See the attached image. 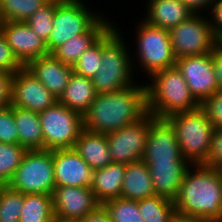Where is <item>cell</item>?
<instances>
[{"label": "cell", "instance_id": "cell-36", "mask_svg": "<svg viewBox=\"0 0 222 222\" xmlns=\"http://www.w3.org/2000/svg\"><path fill=\"white\" fill-rule=\"evenodd\" d=\"M200 107L206 113L215 129L222 127V89L205 99L200 104Z\"/></svg>", "mask_w": 222, "mask_h": 222}, {"label": "cell", "instance_id": "cell-16", "mask_svg": "<svg viewBox=\"0 0 222 222\" xmlns=\"http://www.w3.org/2000/svg\"><path fill=\"white\" fill-rule=\"evenodd\" d=\"M53 212L57 217L80 220L101 205L91 187H55L52 194Z\"/></svg>", "mask_w": 222, "mask_h": 222}, {"label": "cell", "instance_id": "cell-26", "mask_svg": "<svg viewBox=\"0 0 222 222\" xmlns=\"http://www.w3.org/2000/svg\"><path fill=\"white\" fill-rule=\"evenodd\" d=\"M19 144L26 150L44 149V138L38 113L13 106Z\"/></svg>", "mask_w": 222, "mask_h": 222}, {"label": "cell", "instance_id": "cell-37", "mask_svg": "<svg viewBox=\"0 0 222 222\" xmlns=\"http://www.w3.org/2000/svg\"><path fill=\"white\" fill-rule=\"evenodd\" d=\"M24 66L14 56L11 47L0 32V70L14 74Z\"/></svg>", "mask_w": 222, "mask_h": 222}, {"label": "cell", "instance_id": "cell-7", "mask_svg": "<svg viewBox=\"0 0 222 222\" xmlns=\"http://www.w3.org/2000/svg\"><path fill=\"white\" fill-rule=\"evenodd\" d=\"M45 150L71 149L83 129V116L59 101L38 113Z\"/></svg>", "mask_w": 222, "mask_h": 222}, {"label": "cell", "instance_id": "cell-17", "mask_svg": "<svg viewBox=\"0 0 222 222\" xmlns=\"http://www.w3.org/2000/svg\"><path fill=\"white\" fill-rule=\"evenodd\" d=\"M56 187H91L94 170L73 149L52 150Z\"/></svg>", "mask_w": 222, "mask_h": 222}, {"label": "cell", "instance_id": "cell-32", "mask_svg": "<svg viewBox=\"0 0 222 222\" xmlns=\"http://www.w3.org/2000/svg\"><path fill=\"white\" fill-rule=\"evenodd\" d=\"M24 194L9 185L0 187V222H20Z\"/></svg>", "mask_w": 222, "mask_h": 222}, {"label": "cell", "instance_id": "cell-24", "mask_svg": "<svg viewBox=\"0 0 222 222\" xmlns=\"http://www.w3.org/2000/svg\"><path fill=\"white\" fill-rule=\"evenodd\" d=\"M125 169V164L113 162L94 170L91 190L100 204L120 197Z\"/></svg>", "mask_w": 222, "mask_h": 222}, {"label": "cell", "instance_id": "cell-6", "mask_svg": "<svg viewBox=\"0 0 222 222\" xmlns=\"http://www.w3.org/2000/svg\"><path fill=\"white\" fill-rule=\"evenodd\" d=\"M8 185L23 194L52 195L56 187L52 150H27Z\"/></svg>", "mask_w": 222, "mask_h": 222}, {"label": "cell", "instance_id": "cell-1", "mask_svg": "<svg viewBox=\"0 0 222 222\" xmlns=\"http://www.w3.org/2000/svg\"><path fill=\"white\" fill-rule=\"evenodd\" d=\"M194 168L195 172L188 167L174 200L177 215L222 222V168L205 164Z\"/></svg>", "mask_w": 222, "mask_h": 222}, {"label": "cell", "instance_id": "cell-27", "mask_svg": "<svg viewBox=\"0 0 222 222\" xmlns=\"http://www.w3.org/2000/svg\"><path fill=\"white\" fill-rule=\"evenodd\" d=\"M53 216L52 195L24 194L20 222H51Z\"/></svg>", "mask_w": 222, "mask_h": 222}, {"label": "cell", "instance_id": "cell-39", "mask_svg": "<svg viewBox=\"0 0 222 222\" xmlns=\"http://www.w3.org/2000/svg\"><path fill=\"white\" fill-rule=\"evenodd\" d=\"M13 74L0 70V109L11 106Z\"/></svg>", "mask_w": 222, "mask_h": 222}, {"label": "cell", "instance_id": "cell-9", "mask_svg": "<svg viewBox=\"0 0 222 222\" xmlns=\"http://www.w3.org/2000/svg\"><path fill=\"white\" fill-rule=\"evenodd\" d=\"M101 18V15L88 11L81 0H62L54 11L53 30L46 42L48 53L69 39L88 32Z\"/></svg>", "mask_w": 222, "mask_h": 222}, {"label": "cell", "instance_id": "cell-35", "mask_svg": "<svg viewBox=\"0 0 222 222\" xmlns=\"http://www.w3.org/2000/svg\"><path fill=\"white\" fill-rule=\"evenodd\" d=\"M0 142L19 144L18 131L13 116V106L0 109Z\"/></svg>", "mask_w": 222, "mask_h": 222}, {"label": "cell", "instance_id": "cell-38", "mask_svg": "<svg viewBox=\"0 0 222 222\" xmlns=\"http://www.w3.org/2000/svg\"><path fill=\"white\" fill-rule=\"evenodd\" d=\"M205 165L222 168V127L214 130L211 151Z\"/></svg>", "mask_w": 222, "mask_h": 222}, {"label": "cell", "instance_id": "cell-42", "mask_svg": "<svg viewBox=\"0 0 222 222\" xmlns=\"http://www.w3.org/2000/svg\"><path fill=\"white\" fill-rule=\"evenodd\" d=\"M213 68L219 89H222V44L213 51Z\"/></svg>", "mask_w": 222, "mask_h": 222}, {"label": "cell", "instance_id": "cell-13", "mask_svg": "<svg viewBox=\"0 0 222 222\" xmlns=\"http://www.w3.org/2000/svg\"><path fill=\"white\" fill-rule=\"evenodd\" d=\"M142 160L146 164L189 163L183 158L175 130L166 119L156 118L150 124Z\"/></svg>", "mask_w": 222, "mask_h": 222}, {"label": "cell", "instance_id": "cell-5", "mask_svg": "<svg viewBox=\"0 0 222 222\" xmlns=\"http://www.w3.org/2000/svg\"><path fill=\"white\" fill-rule=\"evenodd\" d=\"M175 130L182 156L194 164H205L212 146L214 125L201 107L166 118Z\"/></svg>", "mask_w": 222, "mask_h": 222}, {"label": "cell", "instance_id": "cell-8", "mask_svg": "<svg viewBox=\"0 0 222 222\" xmlns=\"http://www.w3.org/2000/svg\"><path fill=\"white\" fill-rule=\"evenodd\" d=\"M200 15L193 14L188 20L169 30L177 59L213 52L221 44L215 37L211 20Z\"/></svg>", "mask_w": 222, "mask_h": 222}, {"label": "cell", "instance_id": "cell-45", "mask_svg": "<svg viewBox=\"0 0 222 222\" xmlns=\"http://www.w3.org/2000/svg\"><path fill=\"white\" fill-rule=\"evenodd\" d=\"M51 222H80V221L77 219H64L54 215Z\"/></svg>", "mask_w": 222, "mask_h": 222}, {"label": "cell", "instance_id": "cell-30", "mask_svg": "<svg viewBox=\"0 0 222 222\" xmlns=\"http://www.w3.org/2000/svg\"><path fill=\"white\" fill-rule=\"evenodd\" d=\"M26 151L20 144L0 142V184H9Z\"/></svg>", "mask_w": 222, "mask_h": 222}, {"label": "cell", "instance_id": "cell-34", "mask_svg": "<svg viewBox=\"0 0 222 222\" xmlns=\"http://www.w3.org/2000/svg\"><path fill=\"white\" fill-rule=\"evenodd\" d=\"M102 36L82 53L78 61L73 65V72L80 76L92 78L98 68L101 67Z\"/></svg>", "mask_w": 222, "mask_h": 222}, {"label": "cell", "instance_id": "cell-33", "mask_svg": "<svg viewBox=\"0 0 222 222\" xmlns=\"http://www.w3.org/2000/svg\"><path fill=\"white\" fill-rule=\"evenodd\" d=\"M62 0H49L44 6L34 12L25 22L45 42L53 30V17L57 5Z\"/></svg>", "mask_w": 222, "mask_h": 222}, {"label": "cell", "instance_id": "cell-10", "mask_svg": "<svg viewBox=\"0 0 222 222\" xmlns=\"http://www.w3.org/2000/svg\"><path fill=\"white\" fill-rule=\"evenodd\" d=\"M137 51L139 62L148 76L156 71L176 66V56L170 41L169 30L147 24H138Z\"/></svg>", "mask_w": 222, "mask_h": 222}, {"label": "cell", "instance_id": "cell-20", "mask_svg": "<svg viewBox=\"0 0 222 222\" xmlns=\"http://www.w3.org/2000/svg\"><path fill=\"white\" fill-rule=\"evenodd\" d=\"M73 149L92 170L104 168L113 163L106 134L83 128Z\"/></svg>", "mask_w": 222, "mask_h": 222}, {"label": "cell", "instance_id": "cell-22", "mask_svg": "<svg viewBox=\"0 0 222 222\" xmlns=\"http://www.w3.org/2000/svg\"><path fill=\"white\" fill-rule=\"evenodd\" d=\"M102 17L88 32L82 33L57 47L52 54L62 63L73 66L91 45H93L114 23Z\"/></svg>", "mask_w": 222, "mask_h": 222}, {"label": "cell", "instance_id": "cell-40", "mask_svg": "<svg viewBox=\"0 0 222 222\" xmlns=\"http://www.w3.org/2000/svg\"><path fill=\"white\" fill-rule=\"evenodd\" d=\"M213 31L217 40L222 43V0H215L211 9ZM214 23V24H213Z\"/></svg>", "mask_w": 222, "mask_h": 222}, {"label": "cell", "instance_id": "cell-31", "mask_svg": "<svg viewBox=\"0 0 222 222\" xmlns=\"http://www.w3.org/2000/svg\"><path fill=\"white\" fill-rule=\"evenodd\" d=\"M111 222H145L138 209V201L125 198H115L103 204Z\"/></svg>", "mask_w": 222, "mask_h": 222}, {"label": "cell", "instance_id": "cell-23", "mask_svg": "<svg viewBox=\"0 0 222 222\" xmlns=\"http://www.w3.org/2000/svg\"><path fill=\"white\" fill-rule=\"evenodd\" d=\"M155 195L147 164L143 160L126 164L120 197L140 201Z\"/></svg>", "mask_w": 222, "mask_h": 222}, {"label": "cell", "instance_id": "cell-15", "mask_svg": "<svg viewBox=\"0 0 222 222\" xmlns=\"http://www.w3.org/2000/svg\"><path fill=\"white\" fill-rule=\"evenodd\" d=\"M0 32L11 47L14 56L25 67L31 60L49 54L46 42L26 22H3Z\"/></svg>", "mask_w": 222, "mask_h": 222}, {"label": "cell", "instance_id": "cell-46", "mask_svg": "<svg viewBox=\"0 0 222 222\" xmlns=\"http://www.w3.org/2000/svg\"><path fill=\"white\" fill-rule=\"evenodd\" d=\"M2 25H3V20H2L1 14H0V28L2 27Z\"/></svg>", "mask_w": 222, "mask_h": 222}, {"label": "cell", "instance_id": "cell-43", "mask_svg": "<svg viewBox=\"0 0 222 222\" xmlns=\"http://www.w3.org/2000/svg\"><path fill=\"white\" fill-rule=\"evenodd\" d=\"M194 14H198L200 9L203 10L205 7L208 8L211 6L212 9L213 3L215 0H181ZM210 5V6H209ZM203 8V9H202ZM199 11V12H198Z\"/></svg>", "mask_w": 222, "mask_h": 222}, {"label": "cell", "instance_id": "cell-2", "mask_svg": "<svg viewBox=\"0 0 222 222\" xmlns=\"http://www.w3.org/2000/svg\"><path fill=\"white\" fill-rule=\"evenodd\" d=\"M147 113L146 85L97 94L83 115V128L107 134L141 119Z\"/></svg>", "mask_w": 222, "mask_h": 222}, {"label": "cell", "instance_id": "cell-4", "mask_svg": "<svg viewBox=\"0 0 222 222\" xmlns=\"http://www.w3.org/2000/svg\"><path fill=\"white\" fill-rule=\"evenodd\" d=\"M118 31L112 24L102 35L101 67L91 78L97 94L115 92L134 84L129 51Z\"/></svg>", "mask_w": 222, "mask_h": 222}, {"label": "cell", "instance_id": "cell-44", "mask_svg": "<svg viewBox=\"0 0 222 222\" xmlns=\"http://www.w3.org/2000/svg\"><path fill=\"white\" fill-rule=\"evenodd\" d=\"M172 222H207L205 220L190 218V217H182L177 215Z\"/></svg>", "mask_w": 222, "mask_h": 222}, {"label": "cell", "instance_id": "cell-19", "mask_svg": "<svg viewBox=\"0 0 222 222\" xmlns=\"http://www.w3.org/2000/svg\"><path fill=\"white\" fill-rule=\"evenodd\" d=\"M190 163L147 164L155 194L174 201Z\"/></svg>", "mask_w": 222, "mask_h": 222}, {"label": "cell", "instance_id": "cell-41", "mask_svg": "<svg viewBox=\"0 0 222 222\" xmlns=\"http://www.w3.org/2000/svg\"><path fill=\"white\" fill-rule=\"evenodd\" d=\"M80 222H111L109 214L104 206L99 205L94 211L86 217L79 220Z\"/></svg>", "mask_w": 222, "mask_h": 222}, {"label": "cell", "instance_id": "cell-14", "mask_svg": "<svg viewBox=\"0 0 222 222\" xmlns=\"http://www.w3.org/2000/svg\"><path fill=\"white\" fill-rule=\"evenodd\" d=\"M57 101L26 67L13 74L12 106L40 113Z\"/></svg>", "mask_w": 222, "mask_h": 222}, {"label": "cell", "instance_id": "cell-18", "mask_svg": "<svg viewBox=\"0 0 222 222\" xmlns=\"http://www.w3.org/2000/svg\"><path fill=\"white\" fill-rule=\"evenodd\" d=\"M25 67L57 99L64 92L73 73V66L62 63L52 53L31 60Z\"/></svg>", "mask_w": 222, "mask_h": 222}, {"label": "cell", "instance_id": "cell-25", "mask_svg": "<svg viewBox=\"0 0 222 222\" xmlns=\"http://www.w3.org/2000/svg\"><path fill=\"white\" fill-rule=\"evenodd\" d=\"M97 93L90 78L72 73L67 87L58 101L82 116L88 111Z\"/></svg>", "mask_w": 222, "mask_h": 222}, {"label": "cell", "instance_id": "cell-11", "mask_svg": "<svg viewBox=\"0 0 222 222\" xmlns=\"http://www.w3.org/2000/svg\"><path fill=\"white\" fill-rule=\"evenodd\" d=\"M156 119L147 112L141 119L106 134L114 163L129 164L142 160L150 124Z\"/></svg>", "mask_w": 222, "mask_h": 222}, {"label": "cell", "instance_id": "cell-21", "mask_svg": "<svg viewBox=\"0 0 222 222\" xmlns=\"http://www.w3.org/2000/svg\"><path fill=\"white\" fill-rule=\"evenodd\" d=\"M147 24L170 30L188 20L194 13L181 0H149Z\"/></svg>", "mask_w": 222, "mask_h": 222}, {"label": "cell", "instance_id": "cell-28", "mask_svg": "<svg viewBox=\"0 0 222 222\" xmlns=\"http://www.w3.org/2000/svg\"><path fill=\"white\" fill-rule=\"evenodd\" d=\"M138 209L145 222H172L177 216L174 201L158 195L138 201Z\"/></svg>", "mask_w": 222, "mask_h": 222}, {"label": "cell", "instance_id": "cell-29", "mask_svg": "<svg viewBox=\"0 0 222 222\" xmlns=\"http://www.w3.org/2000/svg\"><path fill=\"white\" fill-rule=\"evenodd\" d=\"M49 0H0V14L3 22L26 21Z\"/></svg>", "mask_w": 222, "mask_h": 222}, {"label": "cell", "instance_id": "cell-12", "mask_svg": "<svg viewBox=\"0 0 222 222\" xmlns=\"http://www.w3.org/2000/svg\"><path fill=\"white\" fill-rule=\"evenodd\" d=\"M176 67L200 104L219 90L213 68V52L179 58Z\"/></svg>", "mask_w": 222, "mask_h": 222}, {"label": "cell", "instance_id": "cell-3", "mask_svg": "<svg viewBox=\"0 0 222 222\" xmlns=\"http://www.w3.org/2000/svg\"><path fill=\"white\" fill-rule=\"evenodd\" d=\"M150 77L152 83H146V96L147 112L151 115L166 119L172 114L200 107L176 66L156 71Z\"/></svg>", "mask_w": 222, "mask_h": 222}]
</instances>
